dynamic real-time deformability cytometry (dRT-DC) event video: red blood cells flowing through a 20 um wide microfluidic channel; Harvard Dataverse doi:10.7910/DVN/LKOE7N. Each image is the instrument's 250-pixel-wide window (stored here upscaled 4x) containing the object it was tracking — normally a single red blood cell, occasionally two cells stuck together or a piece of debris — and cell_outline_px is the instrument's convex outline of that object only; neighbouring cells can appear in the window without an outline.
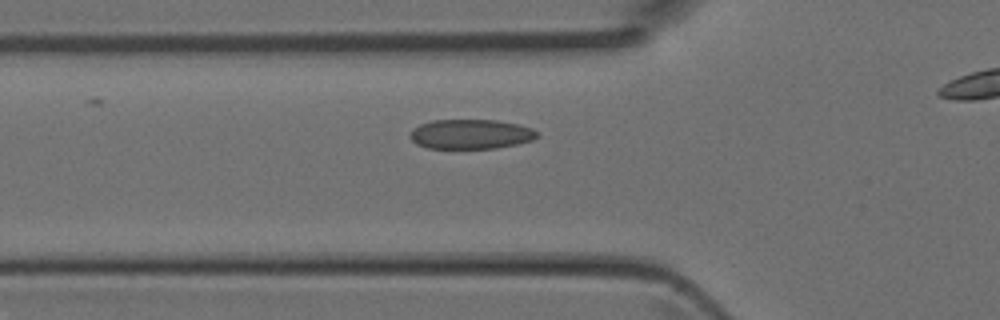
{"species": "Egyptian fruit bat (a non-hibernating species)", "species_latin": "Rousettus aegyptiacus", "temperature_condition": "room temperature", "stored_images_in_passage": 7, "segment_of_instrument_passage": [1, 2], "camera_frame_rate_fps": 3000, "um_per_image_px": 0.085, "animal": {"sex": "female"}, "frame": {"image": 1, "passage_image": 6, "time_ms": 1.667, "image_size_px": [1000, 320], "cell_outline_px": [[540, 136], [532, 140], [516, 144], [496, 148], [428, 148], [416, 144], [408, 136], [412, 128], [420, 124], [432, 120], [496, 120], [516, 124], [532, 128], [540, 132]], "centroid_in_image_um": [40.01, 11.4], "position_along_channel_um": 85.8, "area_um2": 22.08}}